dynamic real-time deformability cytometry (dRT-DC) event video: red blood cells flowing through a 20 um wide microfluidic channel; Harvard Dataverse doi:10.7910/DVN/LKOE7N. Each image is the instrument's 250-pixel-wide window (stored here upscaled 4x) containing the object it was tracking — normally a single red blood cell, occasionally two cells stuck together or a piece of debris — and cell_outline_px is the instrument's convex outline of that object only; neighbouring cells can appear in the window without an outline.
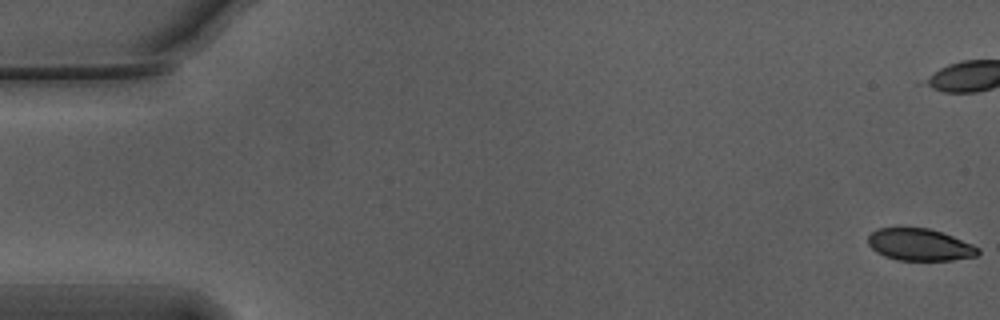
{"species": "Egyptian fruit bat (a non-hibernating species)", "species_latin": "Rousettus aegyptiacus", "temperature_condition": "warm", "stored_images_in_passage": 56, "camera_frame_rate_fps": 3000, "um_per_image_px": 0.085, "animal": {"sex": "male"}, "frame": {"image": 1, "passage_image": 1, "time_ms": 0.0, "image_size_px": [1000, 320], "cell_outline_px": [[980, 252], [976, 256], [952, 260], [896, 260], [884, 256], [876, 252], [868, 244], [868, 236], [872, 232], [880, 228], [900, 224], [928, 228], [952, 236], [972, 244], [980, 248]], "centroid_in_image_um": [78.13, 20.76], "position_along_channel_um": 6.9, "area_um2": 21.1}}
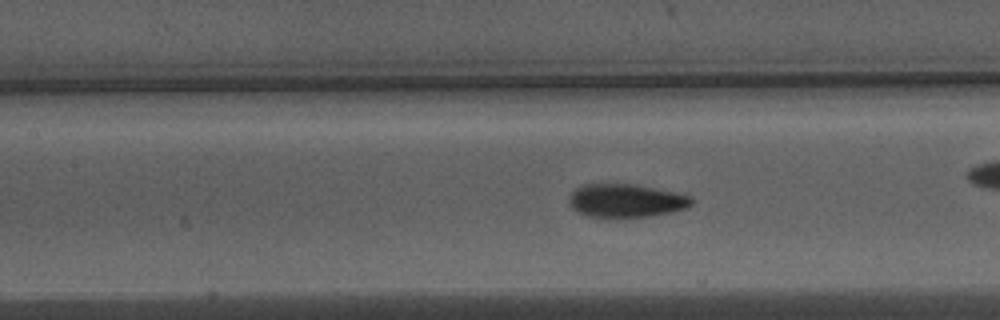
{"frame": {"image": 2, "passage_image": 25, "time_ms": 8.0, "image_size_px": [1000, 320], "cell_outline_px": [[696, 200], [692, 204], [684, 208], [672, 212], [652, 216], [620, 220], [616, 220], [584, 216], [576, 212], [572, 208], [568, 200], [568, 196], [576, 188], [584, 184], [632, 184], [676, 192], [692, 196]], "centroid_in_image_um": [53.18, 17.1], "position_along_channel_um": 154.2, "area_um2": 24.8}}
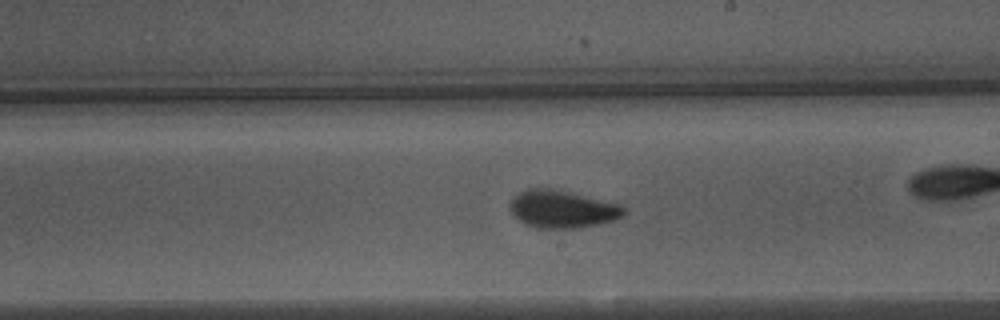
{"frame": {"image": 3, "passage_image": 32, "time_ms": 10.333, "image_size_px": [1000, 320], "cell_outline_px": [[628, 212], [612, 220], [596, 224], [576, 228], [536, 228], [524, 224], [508, 208], [508, 204], [512, 196], [528, 188], [552, 188], [620, 204]], "centroid_in_image_um": [47.73, 17.76], "position_along_channel_um": 241.3, "area_um2": 24.85}, "authors_computed_cell_mechanics": {"area_um2": 23.4957, "velocity_mm_per_s": 3.7419, "shape_relaxation_time_tau1_ms": 3.2346, "shape_relaxation_time_tau2_ms": null, "deformation_change_tau1": 0.1214, "deformation_change_tau2": null}}